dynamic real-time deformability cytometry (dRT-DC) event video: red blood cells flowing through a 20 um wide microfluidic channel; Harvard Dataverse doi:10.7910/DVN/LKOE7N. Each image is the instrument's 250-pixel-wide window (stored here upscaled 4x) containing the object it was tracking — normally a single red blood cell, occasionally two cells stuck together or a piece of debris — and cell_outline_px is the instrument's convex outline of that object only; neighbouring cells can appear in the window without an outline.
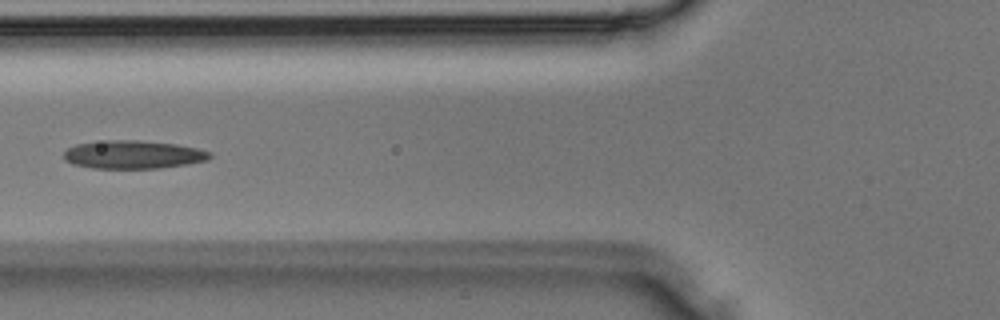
{"species": "Egyptian fruit bat (a non-hibernating species)", "species_latin": "Rousettus aegyptiacus", "temperature_condition": "room temperature", "stored_images_in_passage": 36, "camera_frame_rate_fps": 3000, "um_per_image_px": 0.085, "animal": {"sex": "male"}, "frame": {"image": 1, "passage_image": 14, "time_ms": 4.333, "image_size_px": [1000, 320], "cell_outline_px": [[212, 156], [208, 160], [188, 164], [160, 168], [92, 168], [72, 164], [64, 160], [64, 152], [68, 148], [76, 144], [108, 140], [140, 140], [176, 144], [196, 148], [212, 152]], "centroid_in_image_um": [11.33, 13.14], "position_along_channel_um": 114.5, "area_um2": 24.1}}
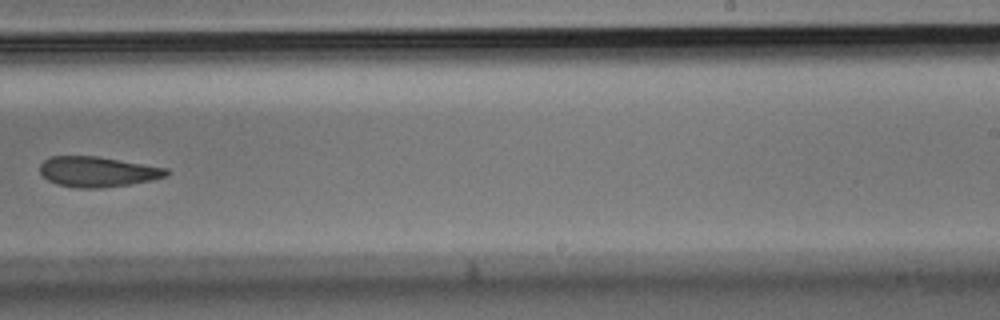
{"frame": {"image": 2, "passage_image": 23, "time_ms": 7.333, "image_size_px": [1000, 320], "cell_outline_px": [[168, 176], [152, 180], [128, 184], [100, 188], [76, 188], [56, 184], [48, 180], [40, 172], [40, 164], [48, 156], [96, 156], [168, 168]], "centroid_in_image_um": [8.27, 14.59], "position_along_channel_um": 280.7, "area_um2": 22.31}}
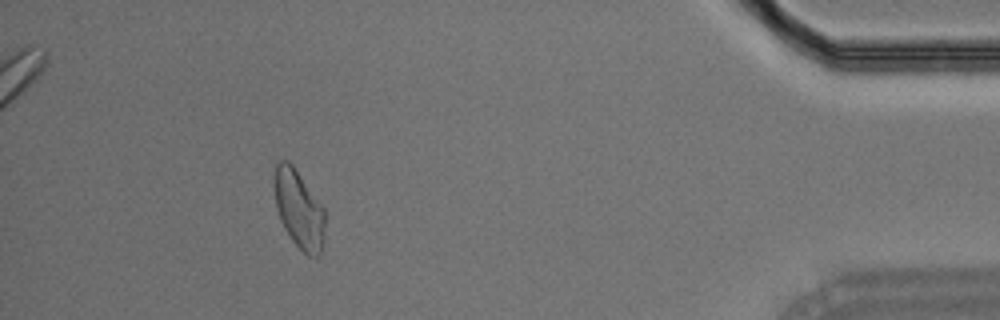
{"frame": {"image": 3, "passage_image": 33, "time_ms": 10.667, "image_size_px": [1000, 320], "cell_outline_px": [[324, 244], [320, 252], [316, 256], [308, 256], [292, 240], [284, 228], [280, 220], [276, 208], [272, 184], [272, 180], [276, 164], [280, 160], [288, 160], [292, 164], [324, 208]], "centroid_in_image_um": [25.37, 17.75], "position_along_channel_um": 409.8, "area_um2": 23.24}}